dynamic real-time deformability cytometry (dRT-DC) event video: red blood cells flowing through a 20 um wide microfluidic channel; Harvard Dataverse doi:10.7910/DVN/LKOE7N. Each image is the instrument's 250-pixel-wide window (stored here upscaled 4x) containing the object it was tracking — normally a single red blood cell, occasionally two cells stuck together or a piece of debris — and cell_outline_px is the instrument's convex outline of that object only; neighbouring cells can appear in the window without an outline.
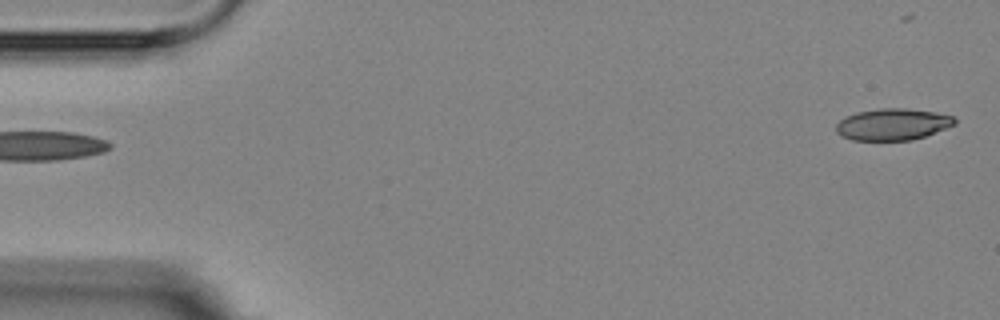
{"species": "Egyptian fruit bat (a non-hibernating species)", "species_latin": "Rousettus aegyptiacus", "temperature_condition": "room temperature", "stored_images_in_passage": 6, "segment_of_instrument_passage": [2, 2], "camera_frame_rate_fps": 3000, "um_per_image_px": 0.085, "animal": {"sex": "female"}, "frame": {"image": 1, "passage_image": 6, "time_ms": 5.667, "image_size_px": [1000, 320], "cell_outline_px": [[956, 124], [924, 136], [912, 140], [852, 140], [840, 136], [836, 132], [836, 124], [844, 116], [856, 112], [880, 108], [908, 108], [936, 112], [956, 116]], "centroid_in_image_um": [75.87, 10.56], "position_along_channel_um": 9.1, "area_um2": 22.08}}